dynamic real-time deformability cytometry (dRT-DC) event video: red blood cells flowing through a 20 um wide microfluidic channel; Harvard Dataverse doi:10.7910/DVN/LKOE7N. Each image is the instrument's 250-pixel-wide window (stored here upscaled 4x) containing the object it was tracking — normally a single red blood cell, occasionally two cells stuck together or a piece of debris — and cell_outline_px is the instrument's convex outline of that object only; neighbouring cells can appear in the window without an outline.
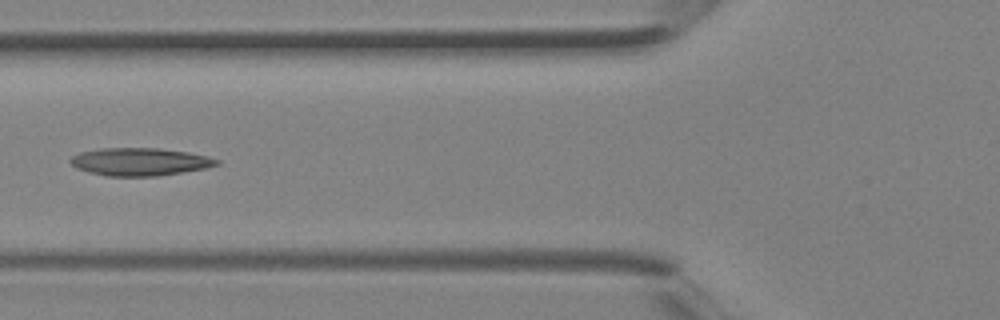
{"species": "Egyptian fruit bat (a non-hibernating species)", "species_latin": "Rousettus aegyptiacus", "temperature_condition": "room temperature", "stored_images_in_passage": 4, "camera_frame_rate_fps": 3000, "um_per_image_px": 0.085, "animal": {"sex": "female"}, "frame": {"image": 1, "passage_image": 4, "time_ms": 1.0, "image_size_px": [1000, 320], "cell_outline_px": [[220, 164], [204, 168], [156, 176], [108, 176], [88, 172], [76, 168], [68, 160], [72, 156], [80, 152], [100, 148], [160, 148], [188, 152], [208, 156], [220, 160]], "centroid_in_image_um": [11.87, 13.74], "position_along_channel_um": 113.9, "area_um2": 23.64}}